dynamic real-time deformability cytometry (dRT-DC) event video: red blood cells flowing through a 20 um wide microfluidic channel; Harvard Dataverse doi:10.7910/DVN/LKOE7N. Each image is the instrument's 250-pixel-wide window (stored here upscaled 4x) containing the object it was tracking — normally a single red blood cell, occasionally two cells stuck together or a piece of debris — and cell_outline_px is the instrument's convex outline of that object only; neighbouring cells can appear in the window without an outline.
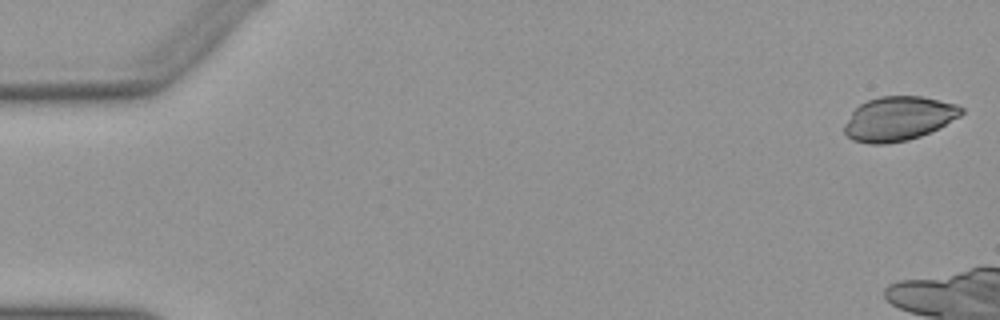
{"species": "Egyptian fruit bat (a non-hibernating species)", "species_latin": "Rousettus aegyptiacus", "temperature_condition": "warm", "stored_images_in_passage": 10, "camera_frame_rate_fps": 3000, "um_per_image_px": 0.085, "animal": {"sex": "female"}, "frame": {"image": 1, "passage_image": 1, "time_ms": 0.0, "image_size_px": [1000, 320], "cell_outline_px": [[964, 112], [960, 116], [920, 136], [908, 140], [888, 144], [868, 144], [852, 140], [844, 132], [844, 124], [852, 112], [860, 104], [868, 100], [880, 96], [924, 96], [956, 104], [964, 108]], "centroid_in_image_um": [76.36, 10.08], "position_along_channel_um": 8.6, "area_um2": 30.06}}